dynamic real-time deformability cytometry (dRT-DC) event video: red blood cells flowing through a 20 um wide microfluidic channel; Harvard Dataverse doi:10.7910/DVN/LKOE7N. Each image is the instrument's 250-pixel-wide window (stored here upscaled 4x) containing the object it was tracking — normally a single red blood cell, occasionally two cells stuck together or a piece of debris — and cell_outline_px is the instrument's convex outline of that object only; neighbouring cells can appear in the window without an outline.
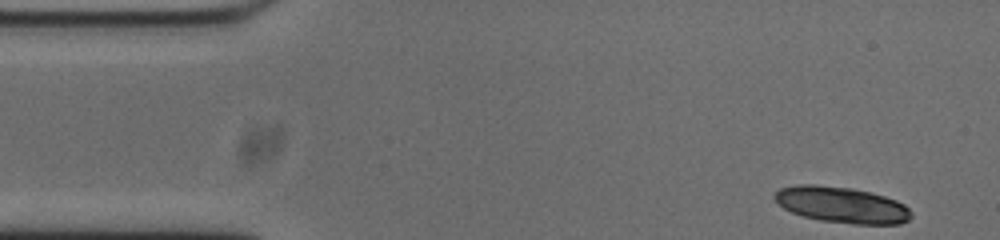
{"species": "common noctule bat (a hibernating species)", "species_latin": "Nyctalus noctula", "temperature_condition": "cold", "stored_images_in_passage": 52, "camera_frame_rate_fps": 3000, "um_per_image_px": 0.085, "animal": {"sex": "male", "body_mass_g": 20.0, "forearm_length_mm": 53.3}, "frame": {"image": 1, "passage_image": 1, "time_ms": 0.0, "image_size_px": [1000, 240], "cell_outline_px": [[912, 216], [908, 220], [900, 224], [852, 224], [820, 220], [804, 216], [792, 212], [784, 208], [772, 196], [780, 188], [800, 184], [812, 184], [852, 188], [884, 196], [896, 200], [904, 204], [908, 208]], "centroid_in_image_um": [71.55, 17.41], "position_along_channel_um": 13.4, "area_um2": 28.55}}
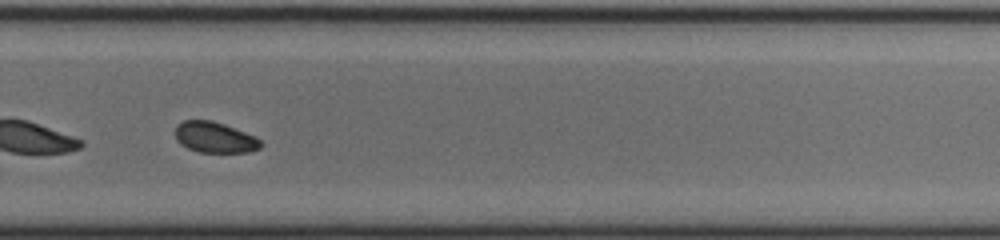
{"frame": {"image": 2, "passage_image": 33, "time_ms": 10.667, "image_size_px": [1000, 240], "cell_outline_px": [[264, 144], [260, 148], [248, 152], [200, 152], [188, 148], [180, 144], [176, 140], [176, 124], [184, 120], [212, 120], [224, 124], [256, 136]], "centroid_in_image_um": [18.26, 11.67], "position_along_channel_um": 311.5, "area_um2": 15.43}}
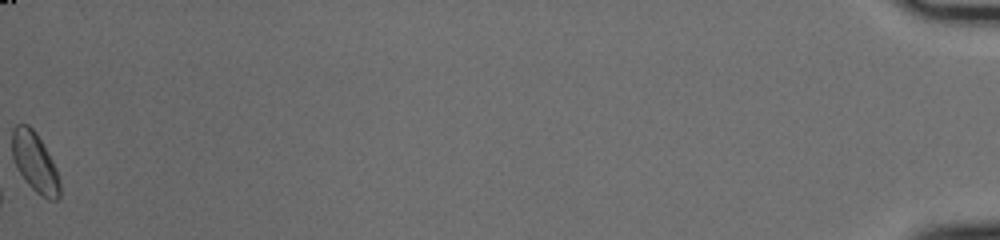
{"frame": {"image": 3, "passage_image": 52, "time_ms": 17.0, "image_size_px": [1000, 240], "cell_outline_px": [[60, 196], [56, 200], [48, 200], [36, 192], [28, 184], [20, 172], [12, 156], [12, 128], [16, 124], [28, 124], [36, 132], [48, 152], [56, 168], [60, 180]], "centroid_in_image_um": [2.97, 13.78], "position_along_channel_um": 432.2, "area_um2": 16.53}, "authors_computed_cell_mechanics": {"area_um2": 16.4152, "velocity_mm_per_s": 3.7204, "shape_relaxation_time_tau1_ms": 1.7276, "shape_relaxation_time_tau2_ms": 8.3917, "deformation_change_tau1": 0.0481, "deformation_change_tau2": 0.0881}}